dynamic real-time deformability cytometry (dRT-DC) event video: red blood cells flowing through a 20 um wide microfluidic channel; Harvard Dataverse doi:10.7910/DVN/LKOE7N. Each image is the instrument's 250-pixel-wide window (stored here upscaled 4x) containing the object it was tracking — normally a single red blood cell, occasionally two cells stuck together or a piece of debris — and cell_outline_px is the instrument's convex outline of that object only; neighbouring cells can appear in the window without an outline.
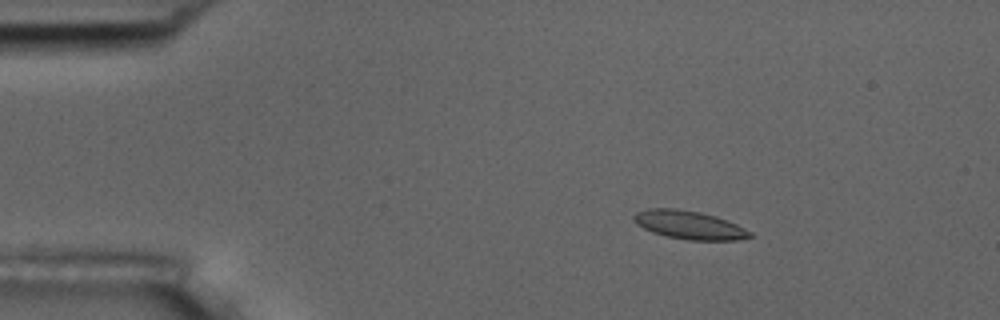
{"species": "common noctule bat (a hibernating species)", "species_latin": "Nyctalus noctula", "temperature_condition": "room temperature", "stored_images_in_passage": 4, "camera_frame_rate_fps": 3000, "um_per_image_px": 0.085, "animal": {"sex": "male", "body_mass_g": 17.5, "forearm_length_mm": 52.3}, "frame": {"image": 1, "passage_image": 3, "time_ms": 2.0, "image_size_px": [1000, 320], "cell_outline_px": [[752, 236], [736, 240], [688, 240], [668, 236], [652, 232], [636, 224], [632, 220], [632, 216], [636, 212], [648, 208], [676, 208], [700, 212], [716, 216], [736, 224], [752, 232]], "centroid_in_image_um": [58.55, 19.11], "position_along_channel_um": 26.5, "area_um2": 19.19}}